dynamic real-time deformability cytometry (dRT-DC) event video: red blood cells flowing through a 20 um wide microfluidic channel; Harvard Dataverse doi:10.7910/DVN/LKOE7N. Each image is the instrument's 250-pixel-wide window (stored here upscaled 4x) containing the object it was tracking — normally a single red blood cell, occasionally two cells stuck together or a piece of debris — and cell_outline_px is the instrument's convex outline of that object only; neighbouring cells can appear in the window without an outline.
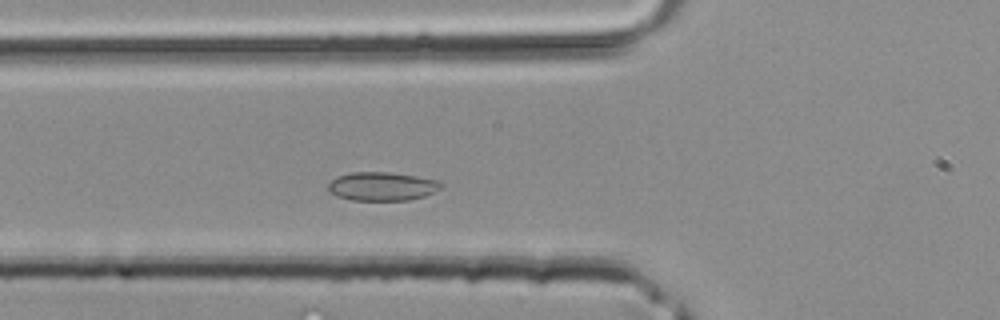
{"species": "common noctule bat (a hibernating species)", "species_latin": "Nyctalus noctula", "temperature_condition": "room temperature", "stored_images_in_passage": 35, "camera_frame_rate_fps": 3000, "um_per_image_px": 0.085, "animal": {"sex": "male", "body_mass_g": 20.4}, "frame": {"image": 1, "passage_image": 8, "time_ms": 2.333, "image_size_px": [1000, 320], "cell_outline_px": [[444, 184], [440, 188], [424, 196], [408, 200], [352, 200], [336, 196], [328, 192], [328, 184], [336, 176], [352, 172], [388, 172], [416, 176], [436, 180]], "centroid_in_image_um": [32.43, 15.84], "position_along_channel_um": 93.4, "area_um2": 18.79}}
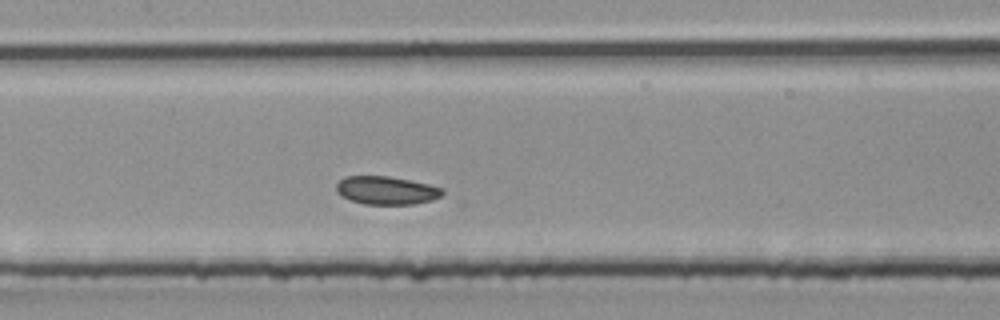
{"frame": {"image": 2, "passage_image": 13, "time_ms": 4.0, "image_size_px": [1000, 320], "cell_outline_px": [[444, 192], [440, 196], [432, 200], [412, 204], [364, 204], [340, 196], [336, 192], [336, 184], [344, 176], [388, 176], [428, 184], [444, 188]], "centroid_in_image_um": [32.82, 16.18], "position_along_channel_um": 174.6, "area_um2": 17.4}}
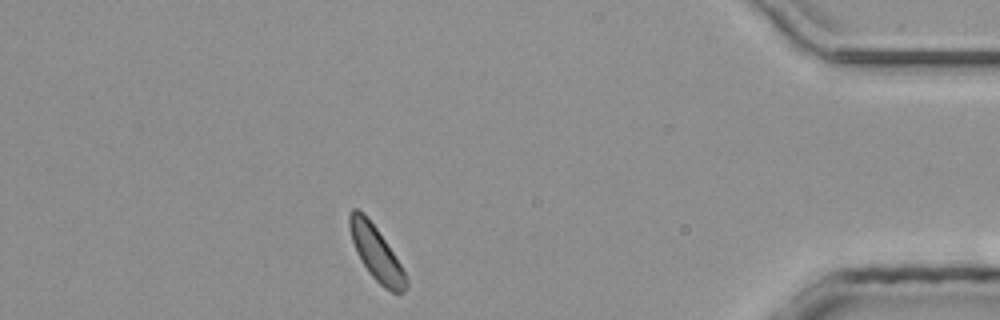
{"frame": {"image": 3, "passage_image": 30, "time_ms": 9.667, "image_size_px": [1000, 320], "cell_outline_px": [[408, 288], [404, 292], [392, 292], [384, 288], [368, 272], [356, 252], [352, 240], [348, 224], [348, 212], [352, 208], [356, 208], [364, 212], [376, 228], [400, 264], [408, 280]], "centroid_in_image_um": [31.95, 21.5], "position_along_channel_um": 403.3, "area_um2": 17.69}}